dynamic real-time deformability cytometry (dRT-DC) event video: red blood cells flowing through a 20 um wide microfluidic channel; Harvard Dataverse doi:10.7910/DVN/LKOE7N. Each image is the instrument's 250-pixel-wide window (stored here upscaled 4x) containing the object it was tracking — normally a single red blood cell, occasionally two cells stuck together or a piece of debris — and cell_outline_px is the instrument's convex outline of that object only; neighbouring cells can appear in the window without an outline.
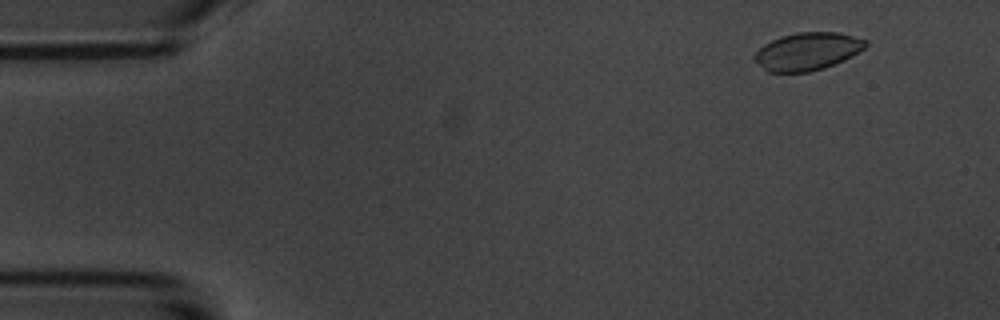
{"species": "common noctule bat (a hibernating species)", "species_latin": "Nyctalus noctula", "temperature_condition": "room temperature", "stored_images_in_passage": 56, "camera_frame_rate_fps": 3000, "um_per_image_px": 0.085, "animal": {"sex": "male", "body_mass_g": 20.1, "forearm_length_mm": 53.5}, "frame": {"image": 1, "passage_image": 5, "time_ms": 1.333, "image_size_px": [1000, 320], "cell_outline_px": [[868, 44], [864, 48], [824, 68], [808, 72], [768, 72], [752, 60], [752, 56], [764, 44], [780, 36], [796, 32], [840, 32], [868, 40]], "centroid_in_image_um": [68.57, 4.35], "position_along_channel_um": 16.4, "area_um2": 24.28}}
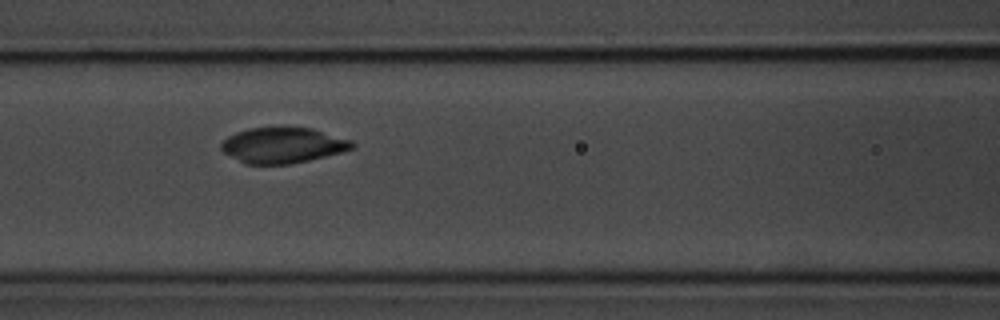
{"frame": {"image": 2, "passage_image": 24, "time_ms": 7.667, "image_size_px": [1000, 320], "cell_outline_px": [[356, 144], [352, 148], [340, 152], [308, 160], [288, 164], [244, 164], [224, 152], [220, 148], [220, 144], [228, 136], [236, 132], [248, 128], [312, 128], [352, 140]], "centroid_in_image_um": [24.02, 12.35], "position_along_channel_um": 142.6, "area_um2": 26.88}}
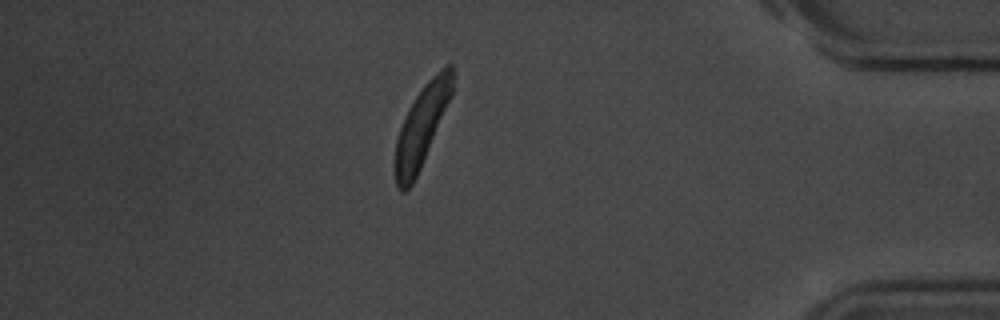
{"frame": {"image": 3, "passage_image": 49, "time_ms": 16.0, "image_size_px": [1000, 320], "cell_outline_px": [[452, 96], [420, 168], [412, 184], [404, 192], [400, 192], [396, 184], [392, 164], [396, 140], [400, 128], [408, 108], [424, 84], [440, 68], [448, 64], [452, 64]], "centroid_in_image_um": [35.79, 10.76], "position_along_channel_um": 399.4, "area_um2": 26.93}, "authors_computed_cell_mechanics": {"area_um2": 26.7325, "velocity_mm_per_s": 3.5438, "shape_relaxation_time_tau1_ms": 6.7098, "shape_relaxation_time_tau2_ms": 3.355, "deformation_change_tau1": 0.3021, "deformation_change_tau2": 0.0621}}